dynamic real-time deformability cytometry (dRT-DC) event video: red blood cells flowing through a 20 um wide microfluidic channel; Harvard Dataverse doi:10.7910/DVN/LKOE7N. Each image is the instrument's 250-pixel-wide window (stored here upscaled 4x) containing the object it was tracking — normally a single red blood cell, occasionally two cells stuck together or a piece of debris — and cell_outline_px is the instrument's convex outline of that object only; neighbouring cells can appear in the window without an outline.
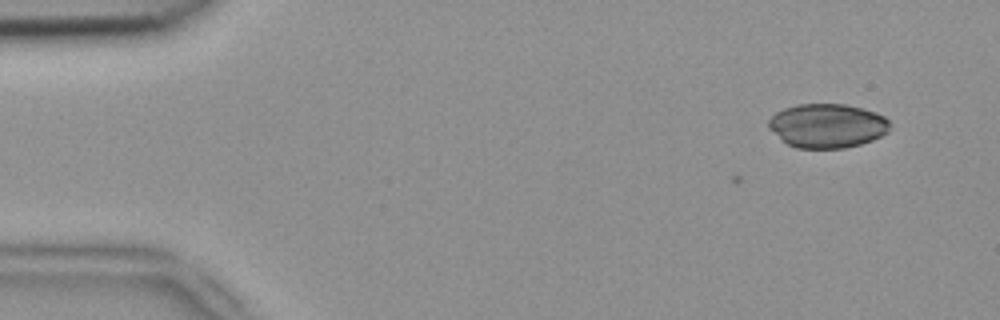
{"species": "common noctule bat (a hibernating species)", "species_latin": "Nyctalus noctula", "temperature_condition": "room temperature", "stored_images_in_passage": 3, "camera_frame_rate_fps": 3000, "um_per_image_px": 0.085, "animal": {"sex": "female", "body_mass_g": 18.4}, "frame": {"image": 1, "passage_image": 3, "time_ms": 0.667, "image_size_px": [1000, 320], "cell_outline_px": [[892, 128], [888, 132], [872, 140], [860, 144], [844, 148], [796, 148], [788, 144], [768, 128], [768, 120], [776, 112], [784, 108], [796, 104], [844, 104], [876, 112], [884, 116], [888, 120]], "centroid_in_image_um": [70.33, 10.68], "position_along_channel_um": 14.7, "area_um2": 31.21}}